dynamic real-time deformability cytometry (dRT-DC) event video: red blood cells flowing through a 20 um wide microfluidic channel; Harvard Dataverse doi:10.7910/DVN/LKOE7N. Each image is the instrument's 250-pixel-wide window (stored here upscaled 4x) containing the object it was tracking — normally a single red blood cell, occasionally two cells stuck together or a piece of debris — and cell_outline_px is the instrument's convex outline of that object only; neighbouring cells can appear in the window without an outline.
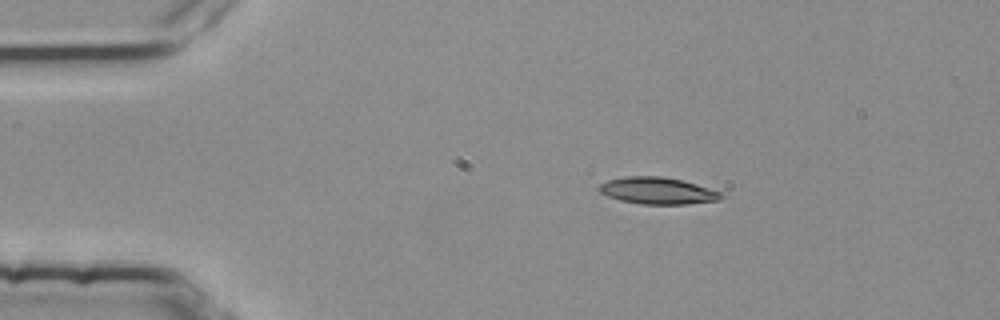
{"species": "common noctule bat (a hibernating species)", "species_latin": "Nyctalus noctula", "temperature_condition": "room temperature", "stored_images_in_passage": 2, "camera_frame_rate_fps": 3000, "um_per_image_px": 0.085, "animal": {"sex": "female", "body_mass_g": 25.1}, "frame": {"image": 1, "passage_image": 1, "time_ms": 0.0, "image_size_px": [1000, 320], "cell_outline_px": [[724, 196], [720, 200], [688, 204], [640, 204], [620, 200], [608, 196], [600, 192], [596, 188], [600, 184], [608, 180], [624, 176], [660, 176], [680, 180], [724, 192]], "centroid_in_image_um": [55.9, 16.21], "position_along_channel_um": 29.1, "area_um2": 19.13}}